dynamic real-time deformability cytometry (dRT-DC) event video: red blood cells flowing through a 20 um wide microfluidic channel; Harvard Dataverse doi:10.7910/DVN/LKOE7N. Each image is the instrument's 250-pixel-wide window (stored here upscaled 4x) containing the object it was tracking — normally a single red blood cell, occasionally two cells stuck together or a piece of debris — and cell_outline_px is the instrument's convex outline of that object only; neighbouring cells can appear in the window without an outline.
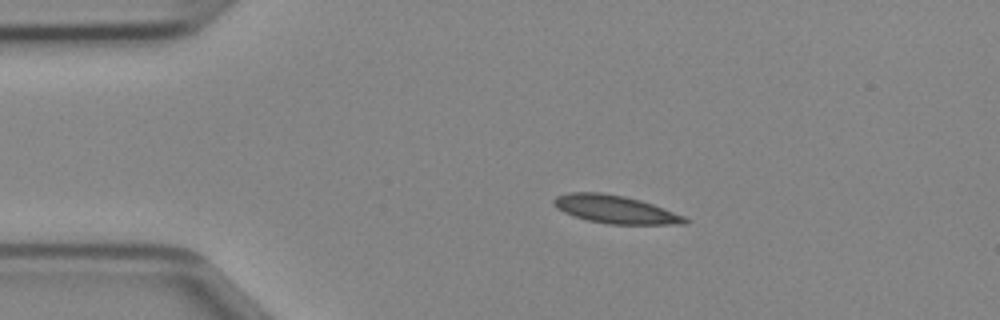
{"species": "Egyptian fruit bat (a non-hibernating species)", "species_latin": "Rousettus aegyptiacus", "temperature_condition": "cold", "stored_images_in_passage": 46, "camera_frame_rate_fps": 3000, "um_per_image_px": 0.085, "animal": {"sex": "female"}, "frame": {"image": 1, "passage_image": 8, "time_ms": 2.333, "image_size_px": [1000, 320], "cell_outline_px": [[688, 224], [608, 224], [588, 220], [564, 212], [556, 208], [552, 204], [552, 200], [556, 196], [568, 192], [600, 192], [624, 196], [640, 200], [652, 204], [684, 216], [688, 220]], "centroid_in_image_um": [52.26, 17.79], "position_along_channel_um": 32.7, "area_um2": 21.27}}
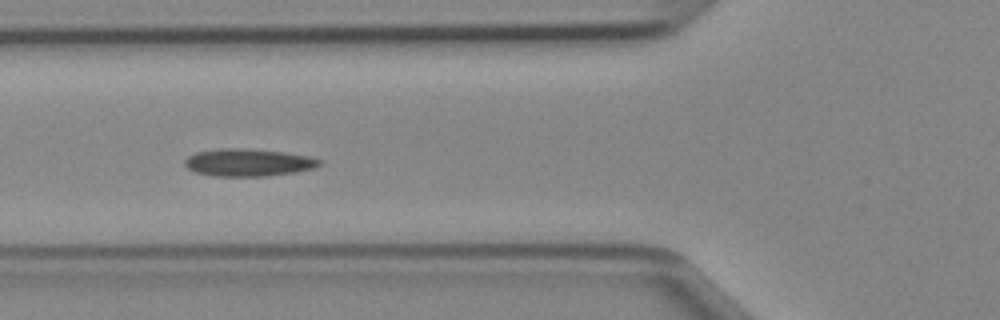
{"frame": {"image": 2, "passage_image": 16, "time_ms": 5.0, "image_size_px": [1000, 320], "cell_outline_px": [[324, 164], [316, 168], [296, 172], [264, 176], [212, 176], [196, 172], [188, 168], [184, 164], [184, 160], [188, 156], [196, 152], [220, 148], [244, 148], [284, 152], [308, 156], [324, 160]], "centroid_in_image_um": [21.15, 13.81], "position_along_channel_um": 104.7, "area_um2": 21.79}}
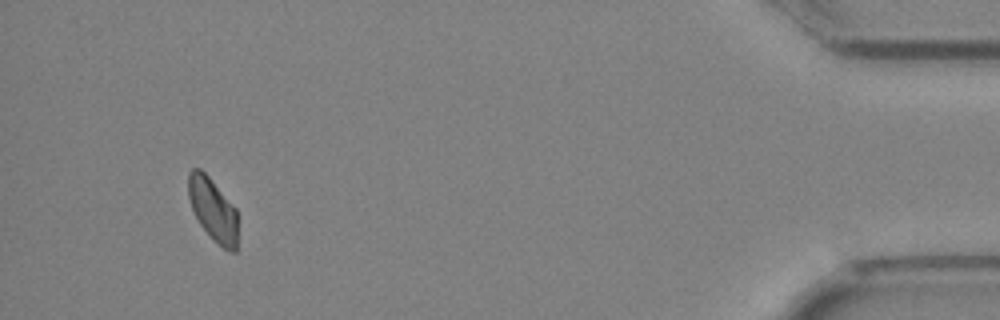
{"frame": {"image": 3, "passage_image": 43, "time_ms": 14.0, "image_size_px": [1000, 320], "cell_outline_px": [[236, 252], [232, 252], [224, 248], [212, 240], [200, 224], [192, 208], [188, 196], [188, 172], [192, 168], [200, 168], [208, 176], [236, 208]], "centroid_in_image_um": [18.08, 17.8], "position_along_channel_um": 417.1, "area_um2": 17.92}}